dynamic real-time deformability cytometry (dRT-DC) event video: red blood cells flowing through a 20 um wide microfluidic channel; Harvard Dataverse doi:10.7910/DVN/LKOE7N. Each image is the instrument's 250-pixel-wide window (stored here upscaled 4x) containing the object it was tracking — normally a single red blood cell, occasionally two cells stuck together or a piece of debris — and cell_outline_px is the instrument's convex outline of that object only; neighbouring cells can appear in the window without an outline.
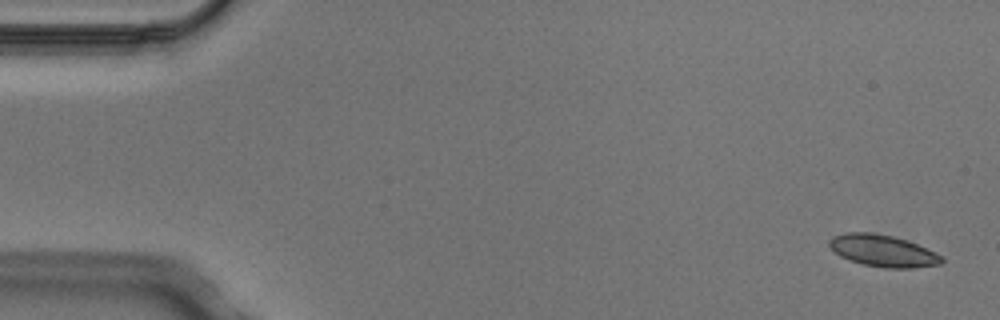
{"species": "Egyptian fruit bat (a non-hibernating species)", "species_latin": "Rousettus aegyptiacus", "temperature_condition": "cold", "stored_images_in_passage": 6, "camera_frame_rate_fps": 3000, "um_per_image_px": 0.085, "animal": {"sex": "male"}, "frame": {"image": 1, "passage_image": 1, "time_ms": 0.0, "image_size_px": [1000, 320], "cell_outline_px": [[944, 260], [940, 264], [916, 268], [884, 268], [864, 264], [848, 260], [840, 256], [828, 244], [828, 240], [832, 236], [844, 232], [872, 232], [892, 236], [908, 240], [936, 252], [944, 256]], "centroid_in_image_um": [75.06, 21.31], "position_along_channel_um": 9.9, "area_um2": 21.1}}
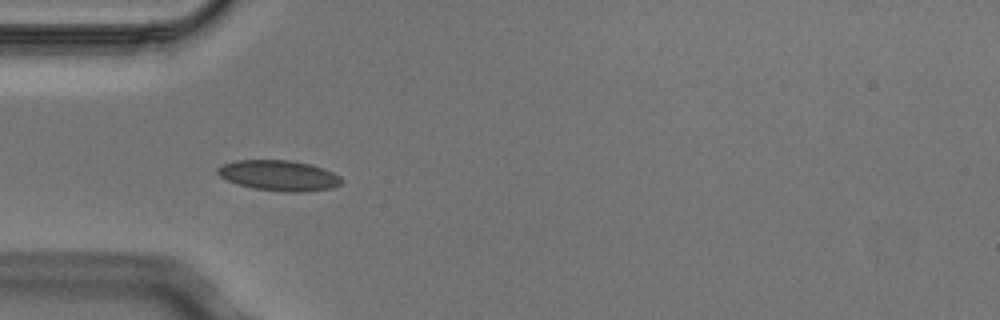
{"frame": {"image": 2, "passage_image": 5, "time_ms": 1.333, "image_size_px": [1000, 320], "cell_outline_px": [[344, 180], [340, 184], [332, 188], [304, 192], [284, 192], [252, 188], [236, 184], [220, 176], [216, 172], [216, 168], [220, 164], [236, 160], [292, 160], [324, 168], [340, 176]], "centroid_in_image_um": [23.69, 14.92], "position_along_channel_um": 61.3, "area_um2": 22.25}}
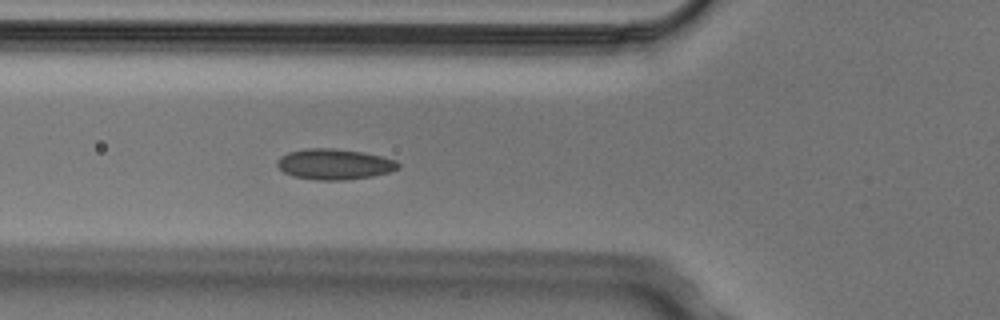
{"frame": {"image": 3, "passage_image": 6, "time_ms": 1.667, "image_size_px": [1000, 320], "cell_outline_px": [[400, 168], [388, 172], [372, 176], [348, 180], [320, 180], [292, 176], [284, 172], [276, 164], [276, 160], [280, 156], [288, 152], [308, 148], [332, 148], [364, 152], [396, 160], [400, 164]], "centroid_in_image_um": [28.42, 13.95], "position_along_channel_um": 97.4, "area_um2": 21.68}}